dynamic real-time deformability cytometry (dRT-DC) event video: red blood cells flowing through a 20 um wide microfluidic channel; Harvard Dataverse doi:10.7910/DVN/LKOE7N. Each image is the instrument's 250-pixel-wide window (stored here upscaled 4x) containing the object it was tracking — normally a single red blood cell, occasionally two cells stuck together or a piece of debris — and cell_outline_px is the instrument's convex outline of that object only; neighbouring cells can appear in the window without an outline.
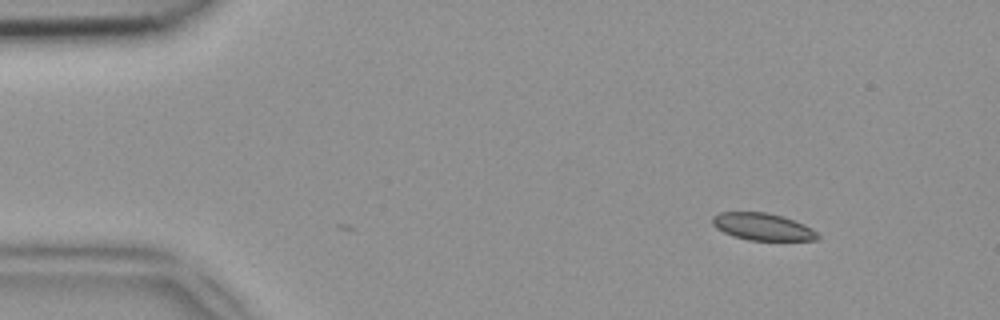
{"species": "common noctule bat (a hibernating species)", "species_latin": "Nyctalus noctula", "temperature_condition": "room temperature", "stored_images_in_passage": 35, "camera_frame_rate_fps": 3000, "um_per_image_px": 0.085, "animal": {"sex": "female", "body_mass_g": 18.4}, "frame": {"image": 1, "passage_image": 1, "time_ms": 0.0, "image_size_px": [1000, 320], "cell_outline_px": [[820, 236], [816, 240], [748, 240], [732, 236], [716, 228], [712, 224], [712, 216], [720, 212], [768, 212], [804, 224], [812, 228]], "centroid_in_image_um": [64.79, 19.27], "position_along_channel_um": 20.2, "area_um2": 16.59}}
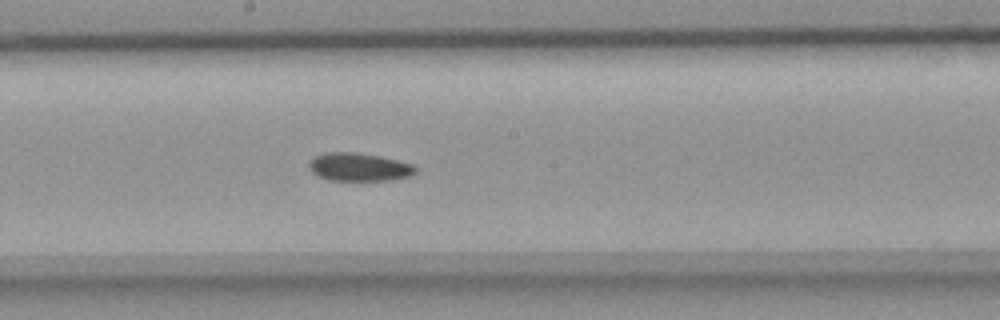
{"frame": {"image": 2, "passage_image": 22, "time_ms": 7.0, "image_size_px": [1000, 320], "cell_outline_px": [[416, 172], [412, 176], [392, 180], [328, 180], [316, 176], [312, 172], [308, 164], [316, 156], [324, 152], [356, 152], [380, 156], [412, 164], [416, 168]], "centroid_in_image_um": [30.52, 14.2], "position_along_channel_um": 217.7, "area_um2": 17.51}}
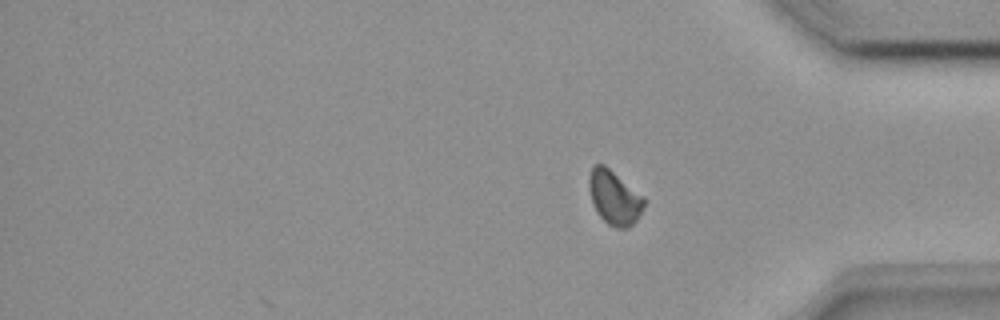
{"frame": {"image": 3, "passage_image": 35, "time_ms": 11.333, "image_size_px": [1000, 320], "cell_outline_px": [[644, 208], [636, 220], [628, 228], [616, 228], [608, 224], [596, 212], [592, 204], [588, 188], [588, 176], [592, 168], [596, 164], [604, 164], [644, 196]], "centroid_in_image_um": [52.2, 16.79], "position_along_channel_um": 383.0, "area_um2": 17.46}}